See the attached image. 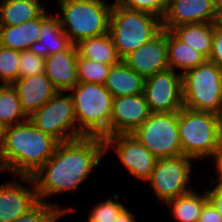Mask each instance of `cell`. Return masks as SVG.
<instances>
[{"instance_id": "obj_1", "label": "cell", "mask_w": 222, "mask_h": 222, "mask_svg": "<svg viewBox=\"0 0 222 222\" xmlns=\"http://www.w3.org/2000/svg\"><path fill=\"white\" fill-rule=\"evenodd\" d=\"M105 142L98 137H82L59 143L54 155L32 176L39 201L61 209L65 214L75 209L46 201L52 194L73 192L88 178L104 157Z\"/></svg>"}, {"instance_id": "obj_2", "label": "cell", "mask_w": 222, "mask_h": 222, "mask_svg": "<svg viewBox=\"0 0 222 222\" xmlns=\"http://www.w3.org/2000/svg\"><path fill=\"white\" fill-rule=\"evenodd\" d=\"M59 142L27 119L4 128L0 171L14 177H32L53 155Z\"/></svg>"}, {"instance_id": "obj_3", "label": "cell", "mask_w": 222, "mask_h": 222, "mask_svg": "<svg viewBox=\"0 0 222 222\" xmlns=\"http://www.w3.org/2000/svg\"><path fill=\"white\" fill-rule=\"evenodd\" d=\"M56 2L59 6L57 16L61 28L72 44L109 33L113 2L109 3L106 0H56Z\"/></svg>"}, {"instance_id": "obj_4", "label": "cell", "mask_w": 222, "mask_h": 222, "mask_svg": "<svg viewBox=\"0 0 222 222\" xmlns=\"http://www.w3.org/2000/svg\"><path fill=\"white\" fill-rule=\"evenodd\" d=\"M82 137H109L113 96L104 84L78 82L69 90Z\"/></svg>"}, {"instance_id": "obj_5", "label": "cell", "mask_w": 222, "mask_h": 222, "mask_svg": "<svg viewBox=\"0 0 222 222\" xmlns=\"http://www.w3.org/2000/svg\"><path fill=\"white\" fill-rule=\"evenodd\" d=\"M162 30V19L156 15L120 7L113 2L109 35L121 59L151 41Z\"/></svg>"}, {"instance_id": "obj_6", "label": "cell", "mask_w": 222, "mask_h": 222, "mask_svg": "<svg viewBox=\"0 0 222 222\" xmlns=\"http://www.w3.org/2000/svg\"><path fill=\"white\" fill-rule=\"evenodd\" d=\"M222 119L219 115L182 107L178 111V133L182 154L205 160L215 154Z\"/></svg>"}, {"instance_id": "obj_7", "label": "cell", "mask_w": 222, "mask_h": 222, "mask_svg": "<svg viewBox=\"0 0 222 222\" xmlns=\"http://www.w3.org/2000/svg\"><path fill=\"white\" fill-rule=\"evenodd\" d=\"M182 97L184 107L222 113V68L206 60L182 74Z\"/></svg>"}, {"instance_id": "obj_8", "label": "cell", "mask_w": 222, "mask_h": 222, "mask_svg": "<svg viewBox=\"0 0 222 222\" xmlns=\"http://www.w3.org/2000/svg\"><path fill=\"white\" fill-rule=\"evenodd\" d=\"M132 135L157 159L182 154L178 111L151 113Z\"/></svg>"}, {"instance_id": "obj_9", "label": "cell", "mask_w": 222, "mask_h": 222, "mask_svg": "<svg viewBox=\"0 0 222 222\" xmlns=\"http://www.w3.org/2000/svg\"><path fill=\"white\" fill-rule=\"evenodd\" d=\"M28 119L59 143L82 138L75 119L73 98L70 93L65 95V91H59Z\"/></svg>"}, {"instance_id": "obj_10", "label": "cell", "mask_w": 222, "mask_h": 222, "mask_svg": "<svg viewBox=\"0 0 222 222\" xmlns=\"http://www.w3.org/2000/svg\"><path fill=\"white\" fill-rule=\"evenodd\" d=\"M192 160L193 158L183 154L157 160L148 184L161 203L193 190L189 186Z\"/></svg>"}, {"instance_id": "obj_11", "label": "cell", "mask_w": 222, "mask_h": 222, "mask_svg": "<svg viewBox=\"0 0 222 222\" xmlns=\"http://www.w3.org/2000/svg\"><path fill=\"white\" fill-rule=\"evenodd\" d=\"M143 94L151 113L179 111L184 106L182 74L168 68L145 78Z\"/></svg>"}, {"instance_id": "obj_12", "label": "cell", "mask_w": 222, "mask_h": 222, "mask_svg": "<svg viewBox=\"0 0 222 222\" xmlns=\"http://www.w3.org/2000/svg\"><path fill=\"white\" fill-rule=\"evenodd\" d=\"M105 152L112 149L130 175L147 182L155 168L157 158L132 134H117L104 139Z\"/></svg>"}, {"instance_id": "obj_13", "label": "cell", "mask_w": 222, "mask_h": 222, "mask_svg": "<svg viewBox=\"0 0 222 222\" xmlns=\"http://www.w3.org/2000/svg\"><path fill=\"white\" fill-rule=\"evenodd\" d=\"M215 0H168L162 28L183 24L219 22Z\"/></svg>"}, {"instance_id": "obj_14", "label": "cell", "mask_w": 222, "mask_h": 222, "mask_svg": "<svg viewBox=\"0 0 222 222\" xmlns=\"http://www.w3.org/2000/svg\"><path fill=\"white\" fill-rule=\"evenodd\" d=\"M18 178L22 183L16 182V179L0 183V222H11L19 218L39 202L32 177ZM26 184L33 186L30 189Z\"/></svg>"}, {"instance_id": "obj_15", "label": "cell", "mask_w": 222, "mask_h": 222, "mask_svg": "<svg viewBox=\"0 0 222 222\" xmlns=\"http://www.w3.org/2000/svg\"><path fill=\"white\" fill-rule=\"evenodd\" d=\"M150 114L144 94L113 98L109 137L132 134Z\"/></svg>"}, {"instance_id": "obj_16", "label": "cell", "mask_w": 222, "mask_h": 222, "mask_svg": "<svg viewBox=\"0 0 222 222\" xmlns=\"http://www.w3.org/2000/svg\"><path fill=\"white\" fill-rule=\"evenodd\" d=\"M122 61L144 78L168 69L166 29L151 41L130 52Z\"/></svg>"}, {"instance_id": "obj_17", "label": "cell", "mask_w": 222, "mask_h": 222, "mask_svg": "<svg viewBox=\"0 0 222 222\" xmlns=\"http://www.w3.org/2000/svg\"><path fill=\"white\" fill-rule=\"evenodd\" d=\"M12 86L18 93L21 110L27 117L59 92L45 73L19 78Z\"/></svg>"}, {"instance_id": "obj_18", "label": "cell", "mask_w": 222, "mask_h": 222, "mask_svg": "<svg viewBox=\"0 0 222 222\" xmlns=\"http://www.w3.org/2000/svg\"><path fill=\"white\" fill-rule=\"evenodd\" d=\"M77 58L74 44L45 58V74L58 91L68 93L78 83Z\"/></svg>"}, {"instance_id": "obj_19", "label": "cell", "mask_w": 222, "mask_h": 222, "mask_svg": "<svg viewBox=\"0 0 222 222\" xmlns=\"http://www.w3.org/2000/svg\"><path fill=\"white\" fill-rule=\"evenodd\" d=\"M40 38L33 43L29 50L44 58L64 49H68L72 43L61 28L58 16L49 14L46 10L40 16Z\"/></svg>"}, {"instance_id": "obj_20", "label": "cell", "mask_w": 222, "mask_h": 222, "mask_svg": "<svg viewBox=\"0 0 222 222\" xmlns=\"http://www.w3.org/2000/svg\"><path fill=\"white\" fill-rule=\"evenodd\" d=\"M104 85L113 98L139 95L144 92L145 78L121 61L111 66Z\"/></svg>"}, {"instance_id": "obj_21", "label": "cell", "mask_w": 222, "mask_h": 222, "mask_svg": "<svg viewBox=\"0 0 222 222\" xmlns=\"http://www.w3.org/2000/svg\"><path fill=\"white\" fill-rule=\"evenodd\" d=\"M166 39L168 64L173 71L183 74L207 60L203 54L184 43L171 30L166 29Z\"/></svg>"}, {"instance_id": "obj_22", "label": "cell", "mask_w": 222, "mask_h": 222, "mask_svg": "<svg viewBox=\"0 0 222 222\" xmlns=\"http://www.w3.org/2000/svg\"><path fill=\"white\" fill-rule=\"evenodd\" d=\"M41 2V0H0V26H14L39 18L47 10Z\"/></svg>"}, {"instance_id": "obj_23", "label": "cell", "mask_w": 222, "mask_h": 222, "mask_svg": "<svg viewBox=\"0 0 222 222\" xmlns=\"http://www.w3.org/2000/svg\"><path fill=\"white\" fill-rule=\"evenodd\" d=\"M40 17L14 26H0V44L13 50H29L40 38Z\"/></svg>"}, {"instance_id": "obj_24", "label": "cell", "mask_w": 222, "mask_h": 222, "mask_svg": "<svg viewBox=\"0 0 222 222\" xmlns=\"http://www.w3.org/2000/svg\"><path fill=\"white\" fill-rule=\"evenodd\" d=\"M216 22L183 24L171 31L184 43L209 59Z\"/></svg>"}, {"instance_id": "obj_25", "label": "cell", "mask_w": 222, "mask_h": 222, "mask_svg": "<svg viewBox=\"0 0 222 222\" xmlns=\"http://www.w3.org/2000/svg\"><path fill=\"white\" fill-rule=\"evenodd\" d=\"M75 45L79 57L111 66L122 61L109 33L81 40Z\"/></svg>"}, {"instance_id": "obj_26", "label": "cell", "mask_w": 222, "mask_h": 222, "mask_svg": "<svg viewBox=\"0 0 222 222\" xmlns=\"http://www.w3.org/2000/svg\"><path fill=\"white\" fill-rule=\"evenodd\" d=\"M207 201L206 189L201 195L194 189L167 201L165 204L171 208L172 215L178 222H198L201 210Z\"/></svg>"}, {"instance_id": "obj_27", "label": "cell", "mask_w": 222, "mask_h": 222, "mask_svg": "<svg viewBox=\"0 0 222 222\" xmlns=\"http://www.w3.org/2000/svg\"><path fill=\"white\" fill-rule=\"evenodd\" d=\"M20 98L12 85H0V124L6 128L26 121Z\"/></svg>"}, {"instance_id": "obj_28", "label": "cell", "mask_w": 222, "mask_h": 222, "mask_svg": "<svg viewBox=\"0 0 222 222\" xmlns=\"http://www.w3.org/2000/svg\"><path fill=\"white\" fill-rule=\"evenodd\" d=\"M76 67L78 82L105 84L111 65L78 56Z\"/></svg>"}, {"instance_id": "obj_29", "label": "cell", "mask_w": 222, "mask_h": 222, "mask_svg": "<svg viewBox=\"0 0 222 222\" xmlns=\"http://www.w3.org/2000/svg\"><path fill=\"white\" fill-rule=\"evenodd\" d=\"M20 51L0 44V85H13L19 79Z\"/></svg>"}, {"instance_id": "obj_30", "label": "cell", "mask_w": 222, "mask_h": 222, "mask_svg": "<svg viewBox=\"0 0 222 222\" xmlns=\"http://www.w3.org/2000/svg\"><path fill=\"white\" fill-rule=\"evenodd\" d=\"M120 196L114 193L106 201L100 202L90 210L87 222H113L126 206L119 201Z\"/></svg>"}, {"instance_id": "obj_31", "label": "cell", "mask_w": 222, "mask_h": 222, "mask_svg": "<svg viewBox=\"0 0 222 222\" xmlns=\"http://www.w3.org/2000/svg\"><path fill=\"white\" fill-rule=\"evenodd\" d=\"M65 213L52 204L39 201L27 213L11 222H56Z\"/></svg>"}, {"instance_id": "obj_32", "label": "cell", "mask_w": 222, "mask_h": 222, "mask_svg": "<svg viewBox=\"0 0 222 222\" xmlns=\"http://www.w3.org/2000/svg\"><path fill=\"white\" fill-rule=\"evenodd\" d=\"M45 73V58L30 50L20 51L19 78Z\"/></svg>"}, {"instance_id": "obj_33", "label": "cell", "mask_w": 222, "mask_h": 222, "mask_svg": "<svg viewBox=\"0 0 222 222\" xmlns=\"http://www.w3.org/2000/svg\"><path fill=\"white\" fill-rule=\"evenodd\" d=\"M168 0H115L117 6L127 9L144 11L163 18Z\"/></svg>"}, {"instance_id": "obj_34", "label": "cell", "mask_w": 222, "mask_h": 222, "mask_svg": "<svg viewBox=\"0 0 222 222\" xmlns=\"http://www.w3.org/2000/svg\"><path fill=\"white\" fill-rule=\"evenodd\" d=\"M208 60L222 68V23L220 21L215 25L212 51Z\"/></svg>"}, {"instance_id": "obj_35", "label": "cell", "mask_w": 222, "mask_h": 222, "mask_svg": "<svg viewBox=\"0 0 222 222\" xmlns=\"http://www.w3.org/2000/svg\"><path fill=\"white\" fill-rule=\"evenodd\" d=\"M198 222H222V216L217 212L216 208L208 200L201 210Z\"/></svg>"}, {"instance_id": "obj_36", "label": "cell", "mask_w": 222, "mask_h": 222, "mask_svg": "<svg viewBox=\"0 0 222 222\" xmlns=\"http://www.w3.org/2000/svg\"><path fill=\"white\" fill-rule=\"evenodd\" d=\"M208 200L216 208L217 212L222 216V193L213 185V188L206 190Z\"/></svg>"}, {"instance_id": "obj_37", "label": "cell", "mask_w": 222, "mask_h": 222, "mask_svg": "<svg viewBox=\"0 0 222 222\" xmlns=\"http://www.w3.org/2000/svg\"><path fill=\"white\" fill-rule=\"evenodd\" d=\"M211 158V162L213 161L212 163L216 168L217 178L215 180L211 179L210 182L222 181V154H214Z\"/></svg>"}, {"instance_id": "obj_38", "label": "cell", "mask_w": 222, "mask_h": 222, "mask_svg": "<svg viewBox=\"0 0 222 222\" xmlns=\"http://www.w3.org/2000/svg\"><path fill=\"white\" fill-rule=\"evenodd\" d=\"M136 216L127 207L113 220V222H136Z\"/></svg>"}, {"instance_id": "obj_39", "label": "cell", "mask_w": 222, "mask_h": 222, "mask_svg": "<svg viewBox=\"0 0 222 222\" xmlns=\"http://www.w3.org/2000/svg\"><path fill=\"white\" fill-rule=\"evenodd\" d=\"M215 154H222V124L220 126L218 141H217V149Z\"/></svg>"}, {"instance_id": "obj_40", "label": "cell", "mask_w": 222, "mask_h": 222, "mask_svg": "<svg viewBox=\"0 0 222 222\" xmlns=\"http://www.w3.org/2000/svg\"><path fill=\"white\" fill-rule=\"evenodd\" d=\"M216 4H217V14H218V18L219 20L222 19V0H215Z\"/></svg>"}, {"instance_id": "obj_41", "label": "cell", "mask_w": 222, "mask_h": 222, "mask_svg": "<svg viewBox=\"0 0 222 222\" xmlns=\"http://www.w3.org/2000/svg\"><path fill=\"white\" fill-rule=\"evenodd\" d=\"M210 183L214 185L222 193V181L210 182Z\"/></svg>"}, {"instance_id": "obj_42", "label": "cell", "mask_w": 222, "mask_h": 222, "mask_svg": "<svg viewBox=\"0 0 222 222\" xmlns=\"http://www.w3.org/2000/svg\"><path fill=\"white\" fill-rule=\"evenodd\" d=\"M4 127L0 124V147L3 141Z\"/></svg>"}]
</instances>
